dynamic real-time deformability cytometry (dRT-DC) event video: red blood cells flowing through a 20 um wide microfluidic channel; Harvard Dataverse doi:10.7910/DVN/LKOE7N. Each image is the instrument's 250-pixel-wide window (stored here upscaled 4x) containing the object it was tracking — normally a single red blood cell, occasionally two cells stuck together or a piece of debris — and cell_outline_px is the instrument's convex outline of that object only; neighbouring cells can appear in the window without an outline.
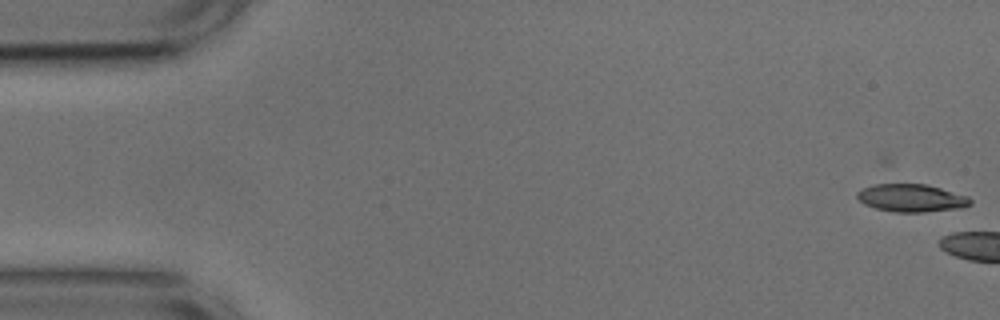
{"species": "common noctule bat (a hibernating species)", "species_latin": "Nyctalus noctula", "temperature_condition": "cold", "stored_images_in_passage": 4, "camera_frame_rate_fps": 3000, "um_per_image_px": 0.085, "animal": {"sex": "male", "body_mass_g": 17.9, "forearm_length_mm": 54.2}, "frame": {"image": 1, "passage_image": 1, "time_ms": 0.0, "image_size_px": [1000, 320], "cell_outline_px": [[972, 204], [964, 208], [924, 212], [896, 212], [876, 208], [864, 204], [856, 196], [856, 192], [864, 188], [888, 180], [892, 180], [924, 184], [940, 188], [968, 196], [972, 200]], "centroid_in_image_um": [77.46, 16.79], "position_along_channel_um": 7.5, "area_um2": 19.02}}